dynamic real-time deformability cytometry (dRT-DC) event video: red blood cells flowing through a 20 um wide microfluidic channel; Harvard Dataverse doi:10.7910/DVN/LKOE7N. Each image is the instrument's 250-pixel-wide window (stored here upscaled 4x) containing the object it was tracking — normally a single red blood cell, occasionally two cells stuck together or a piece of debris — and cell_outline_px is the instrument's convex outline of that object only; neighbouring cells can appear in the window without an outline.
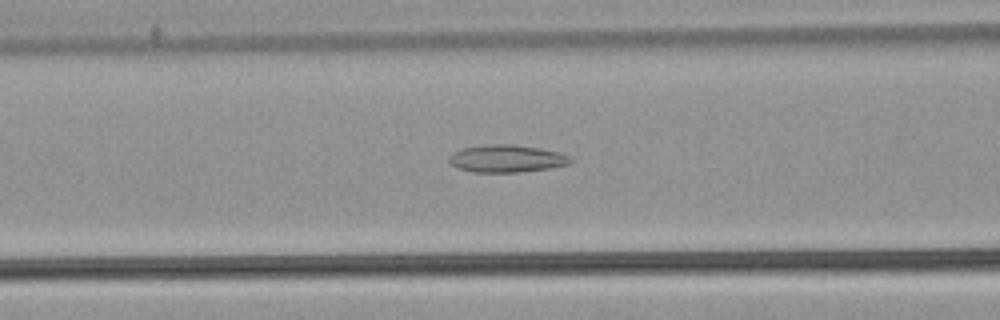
{"species": "common noctule bat (a hibernating species)", "species_latin": "Nyctalus noctula", "temperature_condition": "warm", "stored_images_in_passage": 46, "camera_frame_rate_fps": 3000, "um_per_image_px": 0.085, "animal": {"sex": "male", "body_mass_g": 21.5, "forearm_length_mm": 52.0}, "frame": {"image": 1, "passage_image": 19, "time_ms": 6.0, "image_size_px": [1000, 320], "cell_outline_px": [[576, 160], [572, 164], [524, 172], [472, 172], [460, 168], [452, 164], [448, 160], [452, 152], [464, 148], [492, 144], [512, 144], [540, 148], [560, 152], [572, 156]], "centroid_in_image_um": [43.17, 13.48], "position_along_channel_um": 123.4, "area_um2": 19.59}}
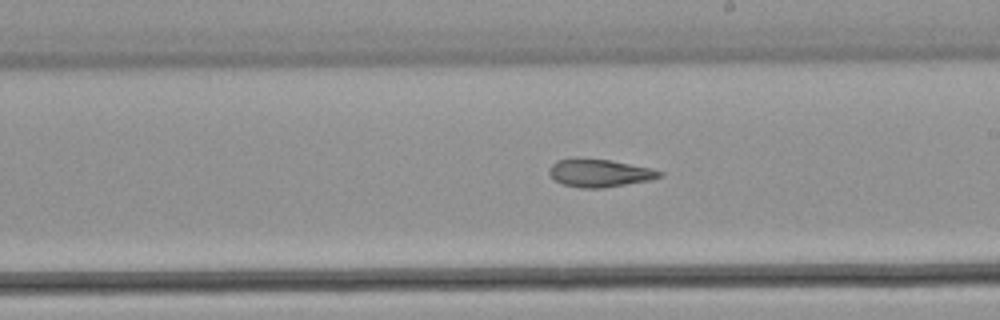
{"frame": {"image": 2, "passage_image": 28, "time_ms": 9.0, "image_size_px": [1000, 320], "cell_outline_px": [[664, 176], [648, 180], [604, 188], [580, 188], [564, 184], [556, 180], [548, 172], [548, 168], [556, 160], [572, 156], [576, 156], [608, 160], [652, 168], [664, 172]], "centroid_in_image_um": [50.93, 14.68], "position_along_channel_um": 238.1, "area_um2": 18.21}}
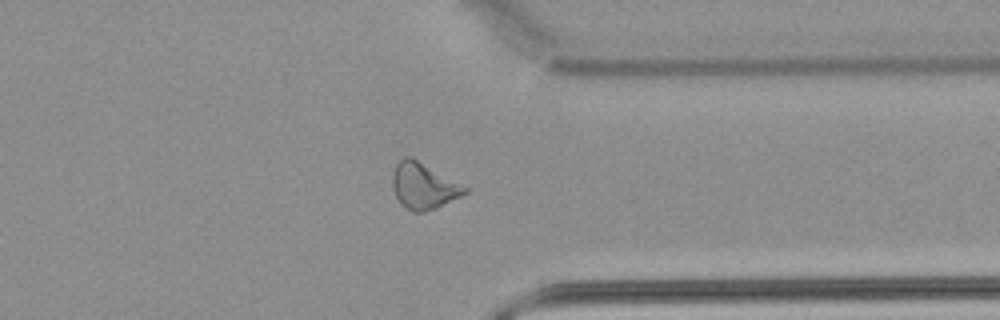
{"frame": {"image": 3, "passage_image": 39, "time_ms": 12.667, "image_size_px": [1000, 320], "cell_outline_px": [[468, 192], [436, 208], [424, 212], [416, 212], [400, 204], [396, 196], [392, 184], [392, 176], [396, 164], [404, 156], [412, 156], [468, 188]], "centroid_in_image_um": [35.98, 15.79], "position_along_channel_um": 375.4, "area_um2": 19.25}}